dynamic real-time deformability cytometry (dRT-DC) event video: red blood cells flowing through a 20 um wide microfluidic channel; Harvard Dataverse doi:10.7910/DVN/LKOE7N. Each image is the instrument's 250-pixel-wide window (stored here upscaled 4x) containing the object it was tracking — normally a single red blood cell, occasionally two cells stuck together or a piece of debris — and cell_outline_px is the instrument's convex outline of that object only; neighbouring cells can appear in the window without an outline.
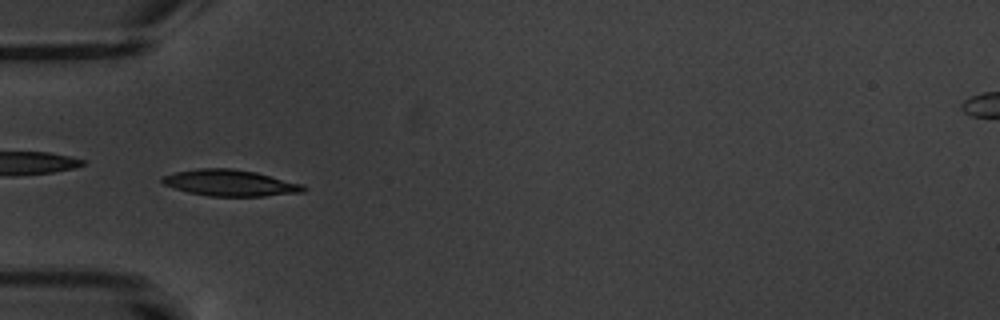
{"species": "common noctule bat (a hibernating species)", "species_latin": "Nyctalus noctula", "temperature_condition": "warm", "stored_images_in_passage": 12, "camera_frame_rate_fps": 3000, "um_per_image_px": 0.085, "animal": {"sex": "male", "body_mass_g": 20.1, "forearm_length_mm": 53.5}, "frame": {"image": 1, "passage_image": 1, "time_ms": 0.0, "image_size_px": [1000, 320], "cell_outline_px": [[308, 188], [304, 192], [264, 196], [208, 196], [188, 192], [164, 184], [160, 180], [160, 176], [176, 172], [200, 168], [232, 168], [256, 172], [300, 184]], "centroid_in_image_um": [19.54, 15.55], "position_along_channel_um": 65.5, "area_um2": 21.5}}
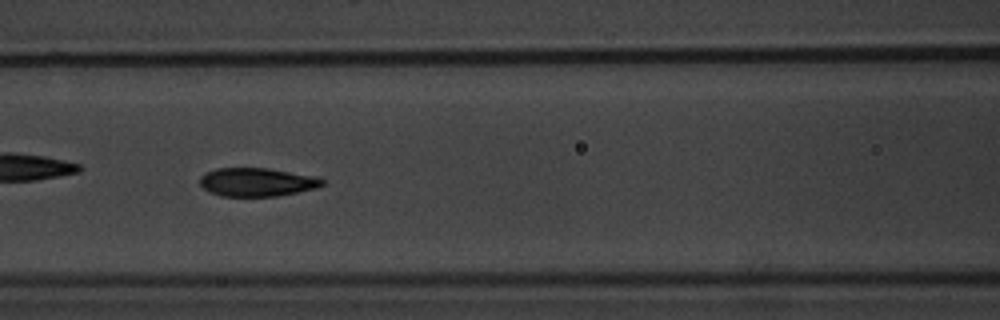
{"frame": {"image": 2, "passage_image": 3, "time_ms": 2.333, "image_size_px": [1000, 320], "cell_outline_px": [[324, 184], [316, 188], [276, 196], [220, 196], [204, 188], [200, 184], [200, 176], [216, 168], [268, 168], [316, 176], [324, 180]], "centroid_in_image_um": [21.85, 15.47], "position_along_channel_um": 144.7, "area_um2": 20.17}}
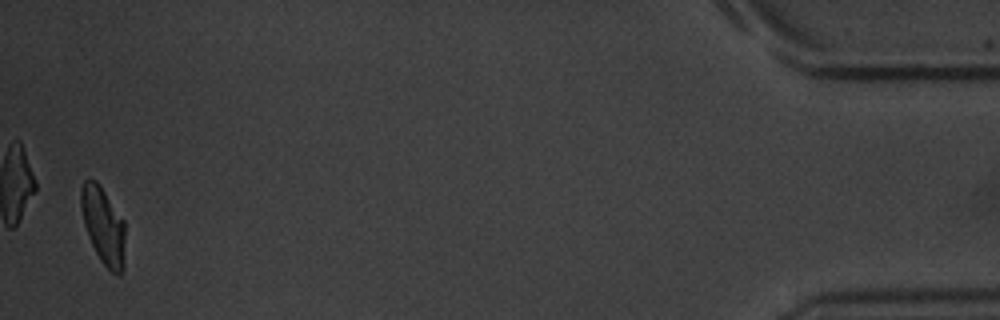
{"frame": {"image": 3, "passage_image": 12, "time_ms": 13.0, "image_size_px": [1000, 320], "cell_outline_px": [[124, 268], [120, 272], [112, 272], [100, 260], [88, 236], [84, 224], [80, 208], [80, 188], [84, 180], [96, 180], [100, 184], [124, 220]], "centroid_in_image_um": [8.76, 19.12], "position_along_channel_um": 426.4, "area_um2": 19.77}, "authors_computed_cell_mechanics": {"area_um2": 20.7791, "velocity_mm_per_s": 3.4139, "shape_relaxation_time_tau1_ms": 2.1798, "shape_relaxation_time_tau2_ms": 0.843, "deformation_change_tau1": 0.1055, "deformation_change_tau2": 0.0448}}